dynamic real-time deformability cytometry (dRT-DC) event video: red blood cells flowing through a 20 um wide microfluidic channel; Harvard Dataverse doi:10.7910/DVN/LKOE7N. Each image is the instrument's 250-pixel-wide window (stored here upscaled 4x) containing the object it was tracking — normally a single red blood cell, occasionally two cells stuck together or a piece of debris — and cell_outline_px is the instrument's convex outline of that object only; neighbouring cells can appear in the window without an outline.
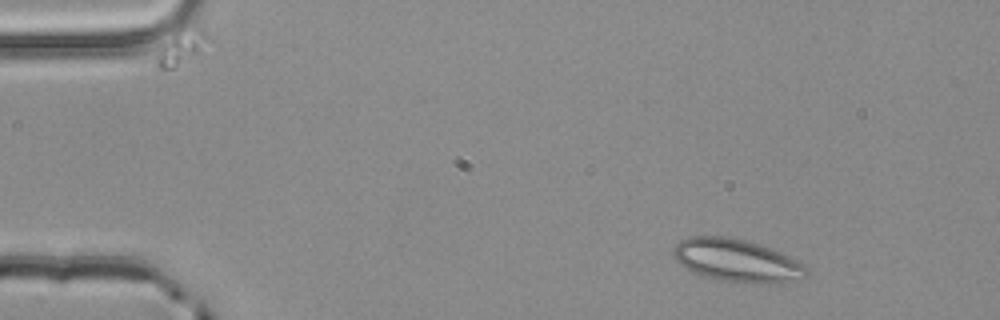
{"species": "common noctule bat (a hibernating species)", "species_latin": "Nyctalus noctula", "temperature_condition": "room temperature", "stored_images_in_passage": 2, "camera_frame_rate_fps": 3000, "um_per_image_px": 0.085, "animal": {"sex": "male", "body_mass_g": 20.4}, "frame": {"image": 1, "passage_image": 1, "time_ms": 0.0, "image_size_px": [1000, 320], "cell_outline_px": [[808, 276], [800, 280], [776, 284], [768, 284], [720, 280], [704, 276], [692, 272], [684, 268], [676, 260], [672, 252], [676, 244], [680, 240], [692, 236], [724, 236], [744, 240], [760, 244], [780, 252], [804, 264], [808, 268]], "centroid_in_image_um": [62.66, 22.16], "position_along_channel_um": 22.3, "area_um2": 33.35}}